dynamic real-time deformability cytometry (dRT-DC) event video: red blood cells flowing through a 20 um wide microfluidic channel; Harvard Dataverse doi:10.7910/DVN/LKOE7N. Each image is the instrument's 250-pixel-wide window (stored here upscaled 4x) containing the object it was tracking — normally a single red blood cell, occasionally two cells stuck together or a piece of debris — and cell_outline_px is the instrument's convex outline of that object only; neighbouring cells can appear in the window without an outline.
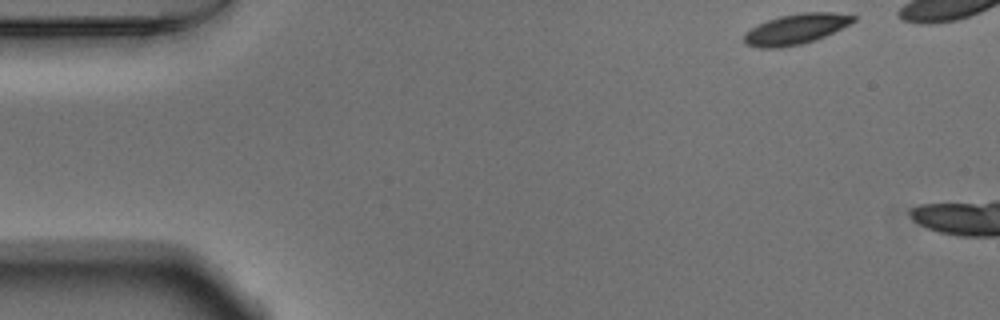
{"species": "Egyptian fruit bat (a non-hibernating species)", "species_latin": "Rousettus aegyptiacus", "temperature_condition": "warm", "stored_images_in_passage": 12, "camera_frame_rate_fps": 3000, "um_per_image_px": 0.085, "animal": {"sex": "male"}, "frame": {"image": 1, "passage_image": 1, "time_ms": 0.0, "image_size_px": [1000, 320], "cell_outline_px": [[856, 20], [816, 40], [800, 44], [780, 48], [760, 48], [744, 44], [744, 32], [768, 20], [780, 16], [800, 12], [832, 12], [856, 16]], "centroid_in_image_um": [67.61, 2.47], "position_along_channel_um": 17.4, "area_um2": 19.13}}